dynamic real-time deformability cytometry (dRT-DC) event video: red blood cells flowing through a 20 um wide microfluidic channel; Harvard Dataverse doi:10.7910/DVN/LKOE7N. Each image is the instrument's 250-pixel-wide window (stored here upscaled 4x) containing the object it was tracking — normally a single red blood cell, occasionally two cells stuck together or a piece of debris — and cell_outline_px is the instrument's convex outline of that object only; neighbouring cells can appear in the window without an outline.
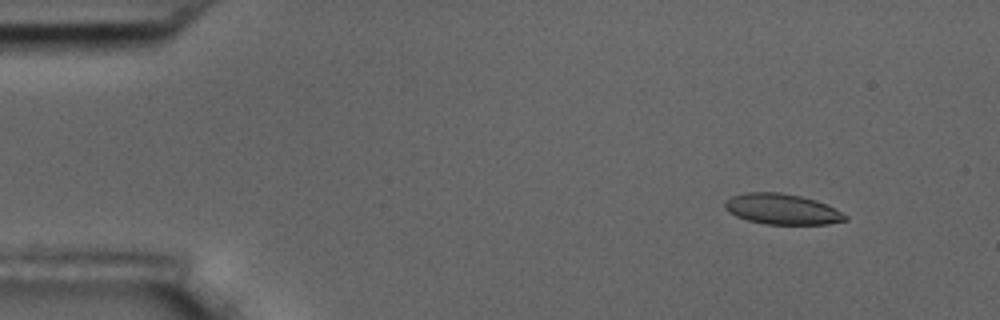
{"species": "common noctule bat (a hibernating species)", "species_latin": "Nyctalus noctula", "temperature_condition": "room temperature", "stored_images_in_passage": 4, "camera_frame_rate_fps": 3000, "um_per_image_px": 0.085, "animal": {"sex": "male", "body_mass_g": 17.5, "forearm_length_mm": 52.3}, "frame": {"image": 1, "passage_image": 1, "time_ms": 0.0, "image_size_px": [1000, 320], "cell_outline_px": [[848, 220], [828, 224], [764, 224], [748, 220], [736, 216], [728, 212], [724, 208], [724, 200], [732, 196], [744, 192], [780, 192], [800, 196], [816, 200], [848, 216]], "centroid_in_image_um": [66.42, 17.77], "position_along_channel_um": 18.6, "area_um2": 21.44}}
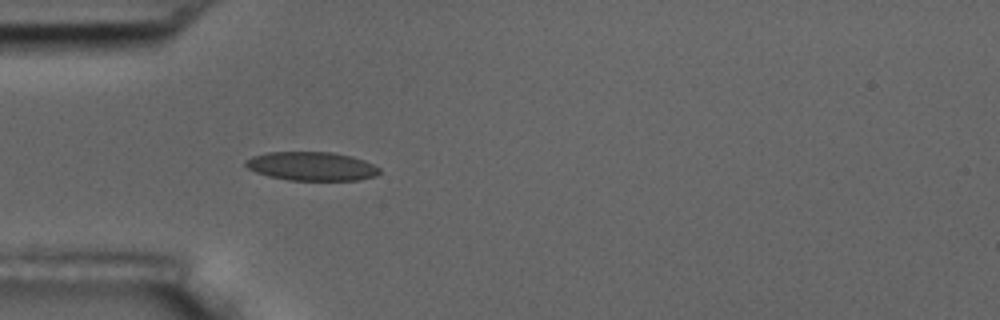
{"frame": {"image": 2, "passage_image": 4, "time_ms": 3.667, "image_size_px": [1000, 320], "cell_outline_px": [[380, 172], [376, 176], [360, 180], [288, 180], [268, 176], [256, 172], [248, 168], [244, 164], [244, 160], [252, 156], [268, 152], [332, 152], [352, 156], [364, 160], [380, 168]], "centroid_in_image_um": [26.48, 14.13], "position_along_channel_um": 58.5, "area_um2": 22.54}}